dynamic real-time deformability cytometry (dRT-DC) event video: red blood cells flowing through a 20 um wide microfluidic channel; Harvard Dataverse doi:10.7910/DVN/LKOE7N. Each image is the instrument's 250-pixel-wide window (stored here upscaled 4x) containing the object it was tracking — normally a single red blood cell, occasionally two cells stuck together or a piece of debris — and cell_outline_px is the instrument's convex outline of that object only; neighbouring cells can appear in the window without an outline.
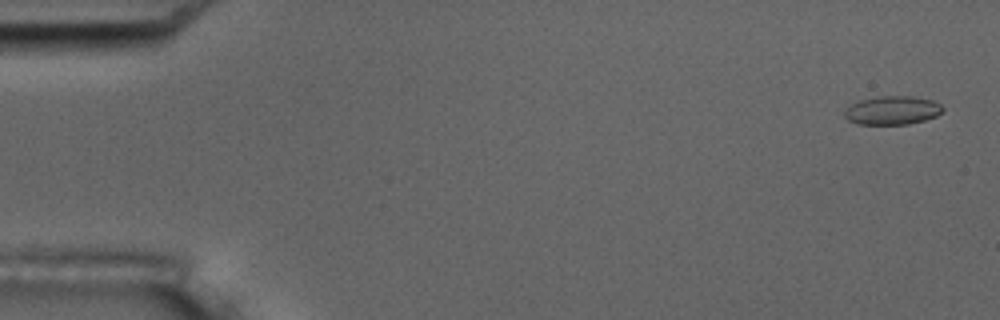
{"species": "common noctule bat (a hibernating species)", "species_latin": "Nyctalus noctula", "temperature_condition": "room temperature", "stored_images_in_passage": 55, "camera_frame_rate_fps": 3000, "um_per_image_px": 0.085, "animal": {"sex": "male", "body_mass_g": 17.5, "forearm_length_mm": 52.3}, "frame": {"image": 1, "passage_image": 2, "time_ms": 0.333, "image_size_px": [1000, 320], "cell_outline_px": [[944, 108], [936, 116], [924, 120], [908, 124], [856, 124], [848, 120], [844, 116], [844, 112], [852, 104], [860, 100], [880, 96], [912, 96], [932, 100], [940, 104]], "centroid_in_image_um": [75.84, 9.38], "position_along_channel_um": 9.2, "area_um2": 16.24}}
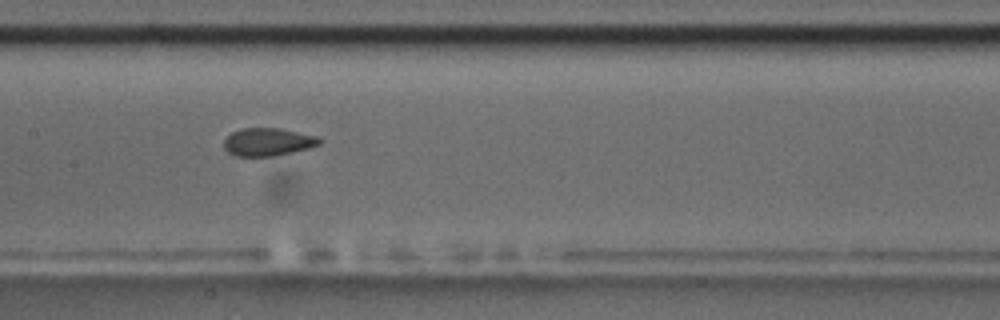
{"frame": {"image": 2, "passage_image": 27, "time_ms": 8.667, "image_size_px": [1000, 320], "cell_outline_px": [[320, 144], [308, 148], [292, 152], [272, 156], [236, 156], [228, 152], [224, 148], [224, 140], [232, 132], [244, 128], [280, 128], [316, 136], [320, 140]], "centroid_in_image_um": [22.74, 12.06], "position_along_channel_um": 184.7, "area_um2": 15.32}}
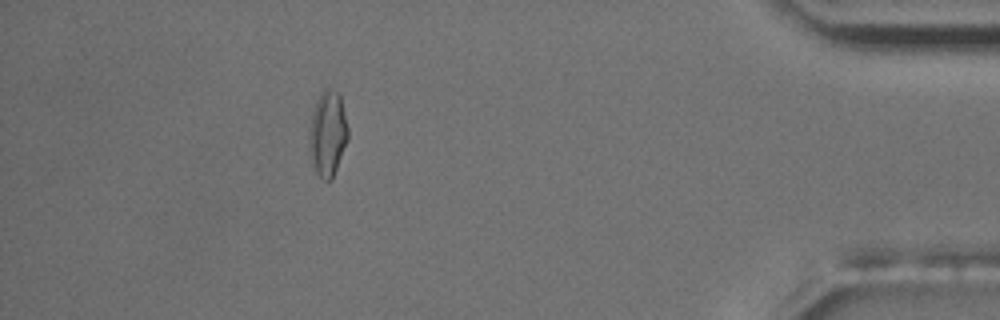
{"frame": {"image": 3, "passage_image": 49, "time_ms": 16.0, "image_size_px": [1000, 320], "cell_outline_px": [[348, 140], [332, 180], [324, 180], [316, 172], [312, 164], [308, 148], [308, 128], [312, 112], [316, 100], [320, 92], [324, 88], [328, 88], [336, 92], [340, 96], [348, 128]], "centroid_in_image_um": [27.82, 11.36], "position_along_channel_um": 407.4, "area_um2": 19.59}, "authors_computed_cell_mechanics": {"area_um2": 16.184, "velocity_mm_per_s": 3.7275, "shape_relaxation_time_tau1_ms": null, "shape_relaxation_time_tau2_ms": 1.2385, "deformation_change_tau1": null, "deformation_change_tau2": 0.0771}}